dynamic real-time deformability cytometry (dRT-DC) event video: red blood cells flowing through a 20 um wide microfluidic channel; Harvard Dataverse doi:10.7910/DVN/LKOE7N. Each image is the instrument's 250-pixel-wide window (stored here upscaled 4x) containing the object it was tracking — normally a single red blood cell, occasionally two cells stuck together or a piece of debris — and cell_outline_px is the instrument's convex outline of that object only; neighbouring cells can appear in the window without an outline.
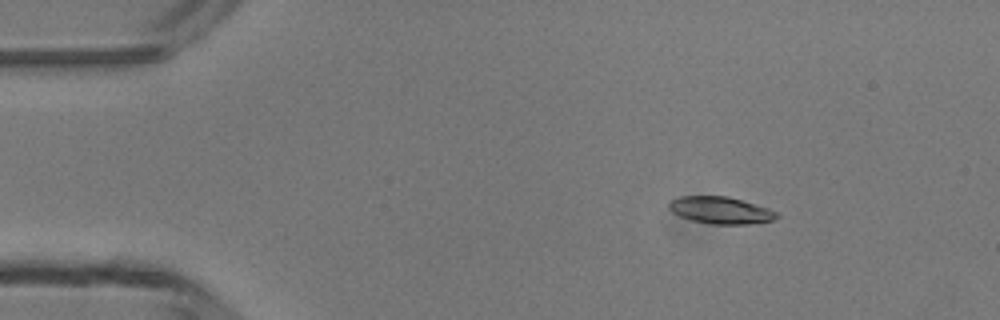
{"species": "common noctule bat (a hibernating species)", "species_latin": "Nyctalus noctula", "temperature_condition": "room temperature", "stored_images_in_passage": 4, "camera_frame_rate_fps": 3000, "um_per_image_px": 0.085, "animal": {"sex": "male", "body_mass_g": 13.3}, "frame": {"image": 1, "passage_image": 2, "time_ms": 1.333, "image_size_px": [1000, 320], "cell_outline_px": [[780, 216], [772, 220], [748, 224], [712, 224], [692, 220], [680, 216], [672, 212], [668, 208], [668, 204], [672, 200], [680, 196], [728, 196], [768, 208], [776, 212]], "centroid_in_image_um": [61.24, 17.87], "position_along_channel_um": 23.8, "area_um2": 16.82}}
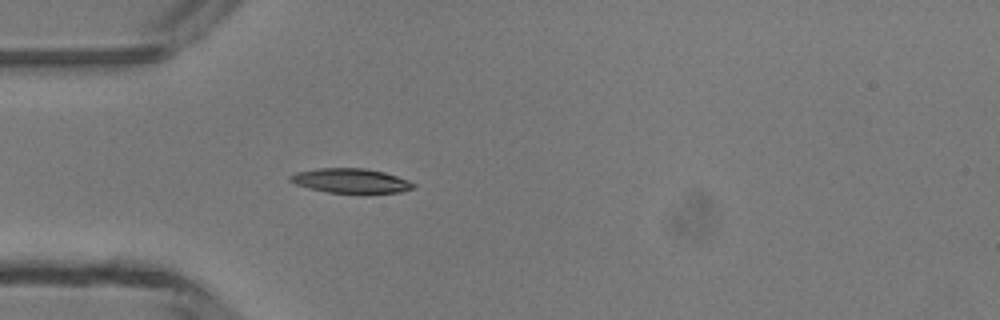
{"frame": {"image": 2, "passage_image": 4, "time_ms": 3.667, "image_size_px": [1000, 320], "cell_outline_px": [[416, 188], [400, 192], [328, 192], [308, 188], [296, 184], [288, 180], [288, 176], [296, 172], [316, 168], [364, 168], [384, 172], [408, 180], [416, 184]], "centroid_in_image_um": [29.79, 15.35], "position_along_channel_um": 55.2, "area_um2": 17.46}}